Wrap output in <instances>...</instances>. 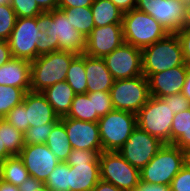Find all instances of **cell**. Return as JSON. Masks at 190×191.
<instances>
[{"mask_svg":"<svg viewBox=\"0 0 190 191\" xmlns=\"http://www.w3.org/2000/svg\"><path fill=\"white\" fill-rule=\"evenodd\" d=\"M181 65L186 64L176 33H169L165 38L142 49V72L146 78Z\"/></svg>","mask_w":190,"mask_h":191,"instance_id":"obj_1","label":"cell"},{"mask_svg":"<svg viewBox=\"0 0 190 191\" xmlns=\"http://www.w3.org/2000/svg\"><path fill=\"white\" fill-rule=\"evenodd\" d=\"M77 55L57 51L31 61V91L42 92L55 83L65 81L70 63Z\"/></svg>","mask_w":190,"mask_h":191,"instance_id":"obj_2","label":"cell"},{"mask_svg":"<svg viewBox=\"0 0 190 191\" xmlns=\"http://www.w3.org/2000/svg\"><path fill=\"white\" fill-rule=\"evenodd\" d=\"M122 25L124 42L141 50L169 34L152 16L136 8L123 13Z\"/></svg>","mask_w":190,"mask_h":191,"instance_id":"obj_3","label":"cell"},{"mask_svg":"<svg viewBox=\"0 0 190 191\" xmlns=\"http://www.w3.org/2000/svg\"><path fill=\"white\" fill-rule=\"evenodd\" d=\"M42 20V30L53 40L58 51L84 54L86 37L72 26L60 9L44 13Z\"/></svg>","mask_w":190,"mask_h":191,"instance_id":"obj_4","label":"cell"},{"mask_svg":"<svg viewBox=\"0 0 190 191\" xmlns=\"http://www.w3.org/2000/svg\"><path fill=\"white\" fill-rule=\"evenodd\" d=\"M184 167L183 150L173 144H164L149 163L140 170L141 181L149 184L170 185Z\"/></svg>","mask_w":190,"mask_h":191,"instance_id":"obj_5","label":"cell"},{"mask_svg":"<svg viewBox=\"0 0 190 191\" xmlns=\"http://www.w3.org/2000/svg\"><path fill=\"white\" fill-rule=\"evenodd\" d=\"M102 151L72 149L67 160L70 166V191H92L100 177L99 154Z\"/></svg>","mask_w":190,"mask_h":191,"instance_id":"obj_6","label":"cell"},{"mask_svg":"<svg viewBox=\"0 0 190 191\" xmlns=\"http://www.w3.org/2000/svg\"><path fill=\"white\" fill-rule=\"evenodd\" d=\"M136 115L137 126L140 129L158 138L164 144H171L174 113L162 98L150 96Z\"/></svg>","mask_w":190,"mask_h":191,"instance_id":"obj_7","label":"cell"},{"mask_svg":"<svg viewBox=\"0 0 190 191\" xmlns=\"http://www.w3.org/2000/svg\"><path fill=\"white\" fill-rule=\"evenodd\" d=\"M102 151H118L137 127V115L113 110L98 120Z\"/></svg>","mask_w":190,"mask_h":191,"instance_id":"obj_8","label":"cell"},{"mask_svg":"<svg viewBox=\"0 0 190 191\" xmlns=\"http://www.w3.org/2000/svg\"><path fill=\"white\" fill-rule=\"evenodd\" d=\"M42 16L17 18L8 44L12 57L33 61L37 58V42L42 38Z\"/></svg>","mask_w":190,"mask_h":191,"instance_id":"obj_9","label":"cell"},{"mask_svg":"<svg viewBox=\"0 0 190 191\" xmlns=\"http://www.w3.org/2000/svg\"><path fill=\"white\" fill-rule=\"evenodd\" d=\"M99 165L101 180L121 190L133 191L141 180L140 170L128 163L118 151H102Z\"/></svg>","mask_w":190,"mask_h":191,"instance_id":"obj_10","label":"cell"},{"mask_svg":"<svg viewBox=\"0 0 190 191\" xmlns=\"http://www.w3.org/2000/svg\"><path fill=\"white\" fill-rule=\"evenodd\" d=\"M110 94L114 110L137 114L150 97L148 80L144 75L114 80Z\"/></svg>","mask_w":190,"mask_h":191,"instance_id":"obj_11","label":"cell"},{"mask_svg":"<svg viewBox=\"0 0 190 191\" xmlns=\"http://www.w3.org/2000/svg\"><path fill=\"white\" fill-rule=\"evenodd\" d=\"M186 4L182 0H137L136 9L152 16L168 33H177L185 20Z\"/></svg>","mask_w":190,"mask_h":191,"instance_id":"obj_12","label":"cell"},{"mask_svg":"<svg viewBox=\"0 0 190 191\" xmlns=\"http://www.w3.org/2000/svg\"><path fill=\"white\" fill-rule=\"evenodd\" d=\"M163 145L158 138L137 126L118 152L133 167L141 170Z\"/></svg>","mask_w":190,"mask_h":191,"instance_id":"obj_13","label":"cell"},{"mask_svg":"<svg viewBox=\"0 0 190 191\" xmlns=\"http://www.w3.org/2000/svg\"><path fill=\"white\" fill-rule=\"evenodd\" d=\"M103 59L114 80L143 75L142 50L129 43L124 42Z\"/></svg>","mask_w":190,"mask_h":191,"instance_id":"obj_14","label":"cell"},{"mask_svg":"<svg viewBox=\"0 0 190 191\" xmlns=\"http://www.w3.org/2000/svg\"><path fill=\"white\" fill-rule=\"evenodd\" d=\"M19 157L29 175L42 183L60 162L46 144L25 145Z\"/></svg>","mask_w":190,"mask_h":191,"instance_id":"obj_15","label":"cell"},{"mask_svg":"<svg viewBox=\"0 0 190 191\" xmlns=\"http://www.w3.org/2000/svg\"><path fill=\"white\" fill-rule=\"evenodd\" d=\"M124 43L123 25L109 24L103 27H94L86 37L84 54L90 57L104 58Z\"/></svg>","mask_w":190,"mask_h":191,"instance_id":"obj_16","label":"cell"},{"mask_svg":"<svg viewBox=\"0 0 190 191\" xmlns=\"http://www.w3.org/2000/svg\"><path fill=\"white\" fill-rule=\"evenodd\" d=\"M72 149L102 151L98 122L61 117Z\"/></svg>","mask_w":190,"mask_h":191,"instance_id":"obj_17","label":"cell"},{"mask_svg":"<svg viewBox=\"0 0 190 191\" xmlns=\"http://www.w3.org/2000/svg\"><path fill=\"white\" fill-rule=\"evenodd\" d=\"M188 67L187 65H181L151 74L147 78L150 96L163 98L167 95L182 93Z\"/></svg>","mask_w":190,"mask_h":191,"instance_id":"obj_18","label":"cell"},{"mask_svg":"<svg viewBox=\"0 0 190 191\" xmlns=\"http://www.w3.org/2000/svg\"><path fill=\"white\" fill-rule=\"evenodd\" d=\"M22 103L26 106L25 117L29 127L57 123L60 120L41 92H26Z\"/></svg>","mask_w":190,"mask_h":191,"instance_id":"obj_19","label":"cell"},{"mask_svg":"<svg viewBox=\"0 0 190 191\" xmlns=\"http://www.w3.org/2000/svg\"><path fill=\"white\" fill-rule=\"evenodd\" d=\"M0 85L31 91V61L13 57L0 66Z\"/></svg>","mask_w":190,"mask_h":191,"instance_id":"obj_20","label":"cell"},{"mask_svg":"<svg viewBox=\"0 0 190 191\" xmlns=\"http://www.w3.org/2000/svg\"><path fill=\"white\" fill-rule=\"evenodd\" d=\"M85 71L87 93L110 92L114 79L103 58L90 57L85 54Z\"/></svg>","mask_w":190,"mask_h":191,"instance_id":"obj_21","label":"cell"},{"mask_svg":"<svg viewBox=\"0 0 190 191\" xmlns=\"http://www.w3.org/2000/svg\"><path fill=\"white\" fill-rule=\"evenodd\" d=\"M52 105L59 118L67 116L76 95L66 81L55 83L41 92Z\"/></svg>","mask_w":190,"mask_h":191,"instance_id":"obj_22","label":"cell"},{"mask_svg":"<svg viewBox=\"0 0 190 191\" xmlns=\"http://www.w3.org/2000/svg\"><path fill=\"white\" fill-rule=\"evenodd\" d=\"M91 11L95 27L122 24L123 13L110 0H94Z\"/></svg>","mask_w":190,"mask_h":191,"instance_id":"obj_23","label":"cell"},{"mask_svg":"<svg viewBox=\"0 0 190 191\" xmlns=\"http://www.w3.org/2000/svg\"><path fill=\"white\" fill-rule=\"evenodd\" d=\"M48 148L56 155L60 162H65L72 151L65 126L59 120L54 126L45 143Z\"/></svg>","mask_w":190,"mask_h":191,"instance_id":"obj_24","label":"cell"},{"mask_svg":"<svg viewBox=\"0 0 190 191\" xmlns=\"http://www.w3.org/2000/svg\"><path fill=\"white\" fill-rule=\"evenodd\" d=\"M29 176L19 155H13L0 162V179L6 182L19 186L28 179Z\"/></svg>","mask_w":190,"mask_h":191,"instance_id":"obj_25","label":"cell"},{"mask_svg":"<svg viewBox=\"0 0 190 191\" xmlns=\"http://www.w3.org/2000/svg\"><path fill=\"white\" fill-rule=\"evenodd\" d=\"M76 30L87 37L94 29V18L91 7L58 8Z\"/></svg>","mask_w":190,"mask_h":191,"instance_id":"obj_26","label":"cell"},{"mask_svg":"<svg viewBox=\"0 0 190 191\" xmlns=\"http://www.w3.org/2000/svg\"><path fill=\"white\" fill-rule=\"evenodd\" d=\"M66 117L88 122H98L100 119L94 111L93 97H88L87 93L75 95L70 112Z\"/></svg>","mask_w":190,"mask_h":191,"instance_id":"obj_27","label":"cell"},{"mask_svg":"<svg viewBox=\"0 0 190 191\" xmlns=\"http://www.w3.org/2000/svg\"><path fill=\"white\" fill-rule=\"evenodd\" d=\"M65 81L76 94L87 93L85 54L77 55L70 63Z\"/></svg>","mask_w":190,"mask_h":191,"instance_id":"obj_28","label":"cell"},{"mask_svg":"<svg viewBox=\"0 0 190 191\" xmlns=\"http://www.w3.org/2000/svg\"><path fill=\"white\" fill-rule=\"evenodd\" d=\"M0 138L2 140V147L12 155H19L24 144V133L8 123L4 118L0 122Z\"/></svg>","mask_w":190,"mask_h":191,"instance_id":"obj_29","label":"cell"},{"mask_svg":"<svg viewBox=\"0 0 190 191\" xmlns=\"http://www.w3.org/2000/svg\"><path fill=\"white\" fill-rule=\"evenodd\" d=\"M69 171L70 166L66 162H59L43 184L50 191H70Z\"/></svg>","mask_w":190,"mask_h":191,"instance_id":"obj_30","label":"cell"},{"mask_svg":"<svg viewBox=\"0 0 190 191\" xmlns=\"http://www.w3.org/2000/svg\"><path fill=\"white\" fill-rule=\"evenodd\" d=\"M25 93L21 88L0 85V116L4 118L13 107L21 104Z\"/></svg>","mask_w":190,"mask_h":191,"instance_id":"obj_31","label":"cell"},{"mask_svg":"<svg viewBox=\"0 0 190 191\" xmlns=\"http://www.w3.org/2000/svg\"><path fill=\"white\" fill-rule=\"evenodd\" d=\"M17 15L10 4L0 5V40H8L16 24Z\"/></svg>","mask_w":190,"mask_h":191,"instance_id":"obj_32","label":"cell"},{"mask_svg":"<svg viewBox=\"0 0 190 191\" xmlns=\"http://www.w3.org/2000/svg\"><path fill=\"white\" fill-rule=\"evenodd\" d=\"M56 123H48L44 125L29 127L24 133V144H45L48 140V136Z\"/></svg>","mask_w":190,"mask_h":191,"instance_id":"obj_33","label":"cell"},{"mask_svg":"<svg viewBox=\"0 0 190 191\" xmlns=\"http://www.w3.org/2000/svg\"><path fill=\"white\" fill-rule=\"evenodd\" d=\"M10 5L17 18L39 17L44 14L35 0H10Z\"/></svg>","mask_w":190,"mask_h":191,"instance_id":"obj_34","label":"cell"},{"mask_svg":"<svg viewBox=\"0 0 190 191\" xmlns=\"http://www.w3.org/2000/svg\"><path fill=\"white\" fill-rule=\"evenodd\" d=\"M190 126V108L174 114L171 125V144H173L182 134H186Z\"/></svg>","mask_w":190,"mask_h":191,"instance_id":"obj_35","label":"cell"},{"mask_svg":"<svg viewBox=\"0 0 190 191\" xmlns=\"http://www.w3.org/2000/svg\"><path fill=\"white\" fill-rule=\"evenodd\" d=\"M88 97H93L94 111L99 117L105 116L108 112L114 110L110 92L97 91L87 93Z\"/></svg>","mask_w":190,"mask_h":191,"instance_id":"obj_36","label":"cell"},{"mask_svg":"<svg viewBox=\"0 0 190 191\" xmlns=\"http://www.w3.org/2000/svg\"><path fill=\"white\" fill-rule=\"evenodd\" d=\"M25 110L26 106L21 103L13 107L12 110L4 117L8 123L12 124L22 133H25L29 128V123H26Z\"/></svg>","mask_w":190,"mask_h":191,"instance_id":"obj_37","label":"cell"},{"mask_svg":"<svg viewBox=\"0 0 190 191\" xmlns=\"http://www.w3.org/2000/svg\"><path fill=\"white\" fill-rule=\"evenodd\" d=\"M162 99L167 103V106H170L174 114L190 108L189 100L182 93L167 95Z\"/></svg>","mask_w":190,"mask_h":191,"instance_id":"obj_38","label":"cell"},{"mask_svg":"<svg viewBox=\"0 0 190 191\" xmlns=\"http://www.w3.org/2000/svg\"><path fill=\"white\" fill-rule=\"evenodd\" d=\"M171 191H190V170L183 167L172 179Z\"/></svg>","mask_w":190,"mask_h":191,"instance_id":"obj_39","label":"cell"},{"mask_svg":"<svg viewBox=\"0 0 190 191\" xmlns=\"http://www.w3.org/2000/svg\"><path fill=\"white\" fill-rule=\"evenodd\" d=\"M57 51L58 48L53 44V40L42 30V38L37 42V58L41 55Z\"/></svg>","mask_w":190,"mask_h":191,"instance_id":"obj_40","label":"cell"},{"mask_svg":"<svg viewBox=\"0 0 190 191\" xmlns=\"http://www.w3.org/2000/svg\"><path fill=\"white\" fill-rule=\"evenodd\" d=\"M176 34L181 42L184 62L190 67V30H179Z\"/></svg>","mask_w":190,"mask_h":191,"instance_id":"obj_41","label":"cell"},{"mask_svg":"<svg viewBox=\"0 0 190 191\" xmlns=\"http://www.w3.org/2000/svg\"><path fill=\"white\" fill-rule=\"evenodd\" d=\"M18 189L20 191H50L41 181L31 176L19 185Z\"/></svg>","mask_w":190,"mask_h":191,"instance_id":"obj_42","label":"cell"},{"mask_svg":"<svg viewBox=\"0 0 190 191\" xmlns=\"http://www.w3.org/2000/svg\"><path fill=\"white\" fill-rule=\"evenodd\" d=\"M133 191H171V187L163 184H149L140 180Z\"/></svg>","mask_w":190,"mask_h":191,"instance_id":"obj_43","label":"cell"},{"mask_svg":"<svg viewBox=\"0 0 190 191\" xmlns=\"http://www.w3.org/2000/svg\"><path fill=\"white\" fill-rule=\"evenodd\" d=\"M94 0H58V8L91 7Z\"/></svg>","mask_w":190,"mask_h":191,"instance_id":"obj_44","label":"cell"},{"mask_svg":"<svg viewBox=\"0 0 190 191\" xmlns=\"http://www.w3.org/2000/svg\"><path fill=\"white\" fill-rule=\"evenodd\" d=\"M11 50L8 41L0 40V66L12 59Z\"/></svg>","mask_w":190,"mask_h":191,"instance_id":"obj_45","label":"cell"},{"mask_svg":"<svg viewBox=\"0 0 190 191\" xmlns=\"http://www.w3.org/2000/svg\"><path fill=\"white\" fill-rule=\"evenodd\" d=\"M122 13L136 8L137 0H110Z\"/></svg>","mask_w":190,"mask_h":191,"instance_id":"obj_46","label":"cell"},{"mask_svg":"<svg viewBox=\"0 0 190 191\" xmlns=\"http://www.w3.org/2000/svg\"><path fill=\"white\" fill-rule=\"evenodd\" d=\"M39 8L44 12L58 9V0H35Z\"/></svg>","mask_w":190,"mask_h":191,"instance_id":"obj_47","label":"cell"},{"mask_svg":"<svg viewBox=\"0 0 190 191\" xmlns=\"http://www.w3.org/2000/svg\"><path fill=\"white\" fill-rule=\"evenodd\" d=\"M173 145L179 147L181 150H184L186 148L190 147V126L188 127V130L186 134H182L174 143Z\"/></svg>","mask_w":190,"mask_h":191,"instance_id":"obj_48","label":"cell"},{"mask_svg":"<svg viewBox=\"0 0 190 191\" xmlns=\"http://www.w3.org/2000/svg\"><path fill=\"white\" fill-rule=\"evenodd\" d=\"M92 191H124V190L117 188L112 183L100 179Z\"/></svg>","mask_w":190,"mask_h":191,"instance_id":"obj_49","label":"cell"},{"mask_svg":"<svg viewBox=\"0 0 190 191\" xmlns=\"http://www.w3.org/2000/svg\"><path fill=\"white\" fill-rule=\"evenodd\" d=\"M182 94L189 100L190 102V67H188V72L185 78V84L182 89Z\"/></svg>","mask_w":190,"mask_h":191,"instance_id":"obj_50","label":"cell"},{"mask_svg":"<svg viewBox=\"0 0 190 191\" xmlns=\"http://www.w3.org/2000/svg\"><path fill=\"white\" fill-rule=\"evenodd\" d=\"M0 191H20L18 186L0 179Z\"/></svg>","mask_w":190,"mask_h":191,"instance_id":"obj_51","label":"cell"},{"mask_svg":"<svg viewBox=\"0 0 190 191\" xmlns=\"http://www.w3.org/2000/svg\"><path fill=\"white\" fill-rule=\"evenodd\" d=\"M180 30H190V2L186 4L185 20L183 21V26Z\"/></svg>","mask_w":190,"mask_h":191,"instance_id":"obj_52","label":"cell"},{"mask_svg":"<svg viewBox=\"0 0 190 191\" xmlns=\"http://www.w3.org/2000/svg\"><path fill=\"white\" fill-rule=\"evenodd\" d=\"M184 167L190 170V147L183 150Z\"/></svg>","mask_w":190,"mask_h":191,"instance_id":"obj_53","label":"cell"},{"mask_svg":"<svg viewBox=\"0 0 190 191\" xmlns=\"http://www.w3.org/2000/svg\"><path fill=\"white\" fill-rule=\"evenodd\" d=\"M11 156L13 155L6 149V147H2V140L0 138V162Z\"/></svg>","mask_w":190,"mask_h":191,"instance_id":"obj_54","label":"cell"},{"mask_svg":"<svg viewBox=\"0 0 190 191\" xmlns=\"http://www.w3.org/2000/svg\"><path fill=\"white\" fill-rule=\"evenodd\" d=\"M10 4V0H0V5Z\"/></svg>","mask_w":190,"mask_h":191,"instance_id":"obj_55","label":"cell"}]
</instances>
